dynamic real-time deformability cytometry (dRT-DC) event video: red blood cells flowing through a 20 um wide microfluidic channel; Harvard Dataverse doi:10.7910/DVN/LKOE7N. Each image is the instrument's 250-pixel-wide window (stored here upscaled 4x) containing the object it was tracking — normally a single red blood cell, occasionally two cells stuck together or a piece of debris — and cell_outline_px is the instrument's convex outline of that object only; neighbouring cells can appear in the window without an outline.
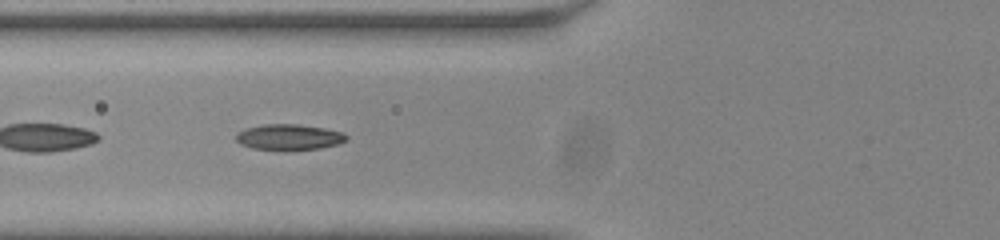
{"species": "common noctule bat (a hibernating species)", "species_latin": "Nyctalus noctula", "temperature_condition": "room temperature", "stored_images_in_passage": 40, "camera_frame_rate_fps": 3000, "um_per_image_px": 0.085, "animal": {"sex": "male", "body_mass_g": 20.0, "forearm_length_mm": 53.3}, "frame": {"image": 1, "passage_image": 7, "time_ms": 2.0, "image_size_px": [1000, 240], "cell_outline_px": [[348, 140], [336, 144], [320, 148], [252, 148], [240, 144], [236, 140], [236, 136], [244, 128], [264, 124], [296, 124], [324, 128], [344, 132], [348, 136]], "centroid_in_image_um": [24.59, 11.61], "position_along_channel_um": 101.2, "area_um2": 16.01}}
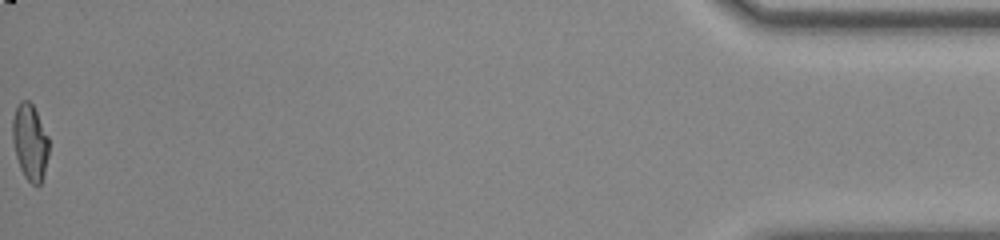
{"frame": {"image": 2, "passage_image": 40, "time_ms": 13.0, "image_size_px": [1000, 240], "cell_outline_px": [[48, 156], [44, 172], [40, 184], [36, 188], [24, 176], [20, 168], [16, 156], [12, 140], [12, 120], [16, 108], [20, 100], [28, 100], [32, 104], [48, 136]], "centroid_in_image_um": [2.54, 12.09], "position_along_channel_um": 432.7, "area_um2": 16.07}, "authors_computed_cell_mechanics": {"area_um2": 16.2418, "velocity_mm_per_s": 3.8134, "shape_relaxation_time_tau1_ms": 5.3632, "shape_relaxation_time_tau2_ms": 1.0985, "deformation_change_tau1": 0.2118, "deformation_change_tau2": 0.052}}